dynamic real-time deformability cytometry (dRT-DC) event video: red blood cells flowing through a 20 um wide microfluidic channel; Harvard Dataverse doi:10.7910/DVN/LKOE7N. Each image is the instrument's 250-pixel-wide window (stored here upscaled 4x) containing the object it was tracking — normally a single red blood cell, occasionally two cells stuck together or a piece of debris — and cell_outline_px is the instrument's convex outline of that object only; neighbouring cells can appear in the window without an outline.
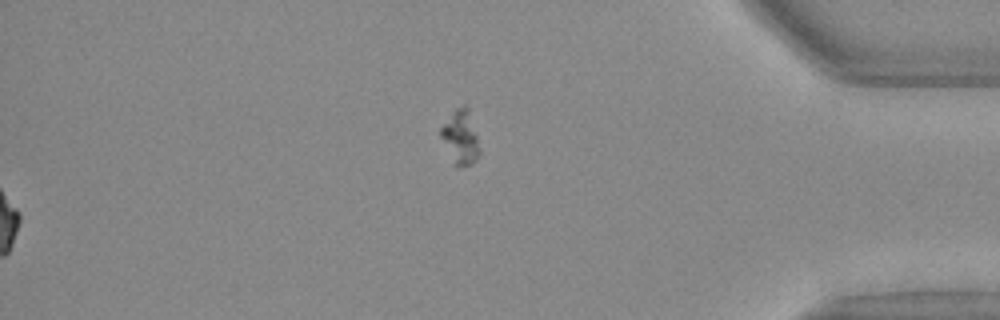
{"species": "Egyptian fruit bat (a non-hibernating species)", "species_latin": "Rousettus aegyptiacus", "temperature_condition": "warm", "stored_images_in_passage": 40, "segment_of_instrument_passage": [2, 2], "camera_frame_rate_fps": 3000, "um_per_image_px": 0.085, "animal": {"sex": "female"}, "frame": {"image": 1, "passage_image": 40, "time_ms": 13.0, "image_size_px": [1000, 320], "cell_outline_px": [[480, 152], [476, 160], [472, 164], [456, 164], [440, 136], [440, 128], [452, 112], [456, 108], [464, 104], [468, 108], [476, 136]], "centroid_in_image_um": [39.14, 11.61], "position_along_channel_um": 396.1, "area_um2": 11.5}}